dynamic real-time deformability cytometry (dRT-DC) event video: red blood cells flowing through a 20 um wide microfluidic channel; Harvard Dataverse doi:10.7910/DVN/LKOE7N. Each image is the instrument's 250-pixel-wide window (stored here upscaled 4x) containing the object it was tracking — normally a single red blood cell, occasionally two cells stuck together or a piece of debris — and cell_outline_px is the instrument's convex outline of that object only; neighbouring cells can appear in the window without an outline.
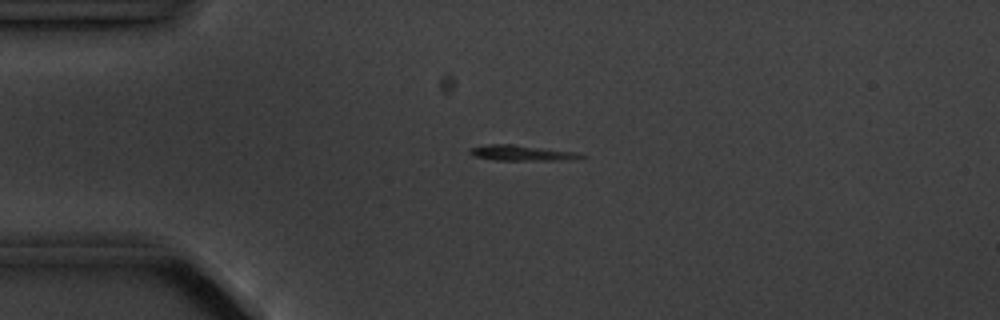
{"species": "common noctule bat (a hibernating species)", "species_latin": "Nyctalus noctula", "temperature_condition": "cold", "stored_images_in_passage": 5, "camera_frame_rate_fps": 3000, "um_per_image_px": 0.085, "animal": {"sex": "male", "body_mass_g": 20.1, "forearm_length_mm": 53.5}, "frame": {"image": 1, "passage_image": 4, "time_ms": 3.667, "image_size_px": [1000, 320], "cell_outline_px": [[588, 156], [576, 160], [496, 160], [476, 156], [468, 152], [468, 148], [488, 144], [512, 144], [580, 152]], "centroid_in_image_um": [44.45, 13.0], "position_along_channel_um": 40.6, "area_um2": 10.23}}